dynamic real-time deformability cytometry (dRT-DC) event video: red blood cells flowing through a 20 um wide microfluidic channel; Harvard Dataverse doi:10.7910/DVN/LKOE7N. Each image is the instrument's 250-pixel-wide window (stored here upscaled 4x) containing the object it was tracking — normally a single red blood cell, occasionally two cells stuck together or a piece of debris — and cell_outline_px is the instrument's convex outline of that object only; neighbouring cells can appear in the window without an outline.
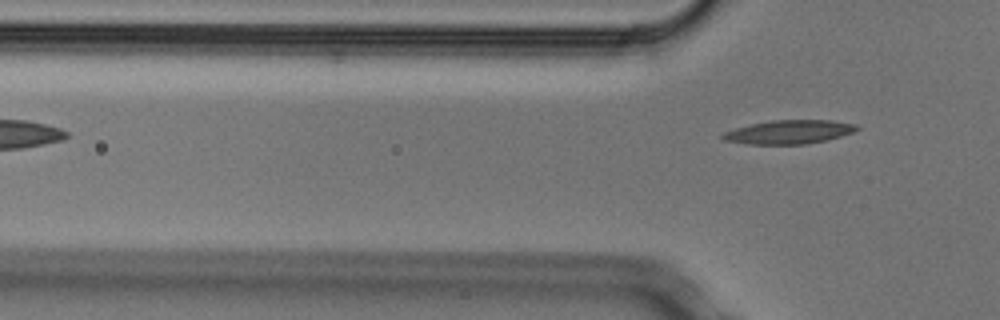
{"species": "Egyptian fruit bat (a non-hibernating species)", "species_latin": "Rousettus aegyptiacus", "temperature_condition": "cold", "stored_images_in_passage": 2, "camera_frame_rate_fps": 3000, "um_per_image_px": 0.085, "animal": {"sex": "male"}, "frame": {"image": 1, "passage_image": 2, "time_ms": 0.333, "image_size_px": [1000, 320], "cell_outline_px": [[860, 128], [852, 132], [828, 140], [804, 144], [748, 144], [724, 140], [720, 136], [724, 132], [736, 128], [752, 124], [772, 120], [832, 120], [856, 124]], "centroid_in_image_um": [67.08, 11.22], "position_along_channel_um": 58.7, "area_um2": 18.44}}